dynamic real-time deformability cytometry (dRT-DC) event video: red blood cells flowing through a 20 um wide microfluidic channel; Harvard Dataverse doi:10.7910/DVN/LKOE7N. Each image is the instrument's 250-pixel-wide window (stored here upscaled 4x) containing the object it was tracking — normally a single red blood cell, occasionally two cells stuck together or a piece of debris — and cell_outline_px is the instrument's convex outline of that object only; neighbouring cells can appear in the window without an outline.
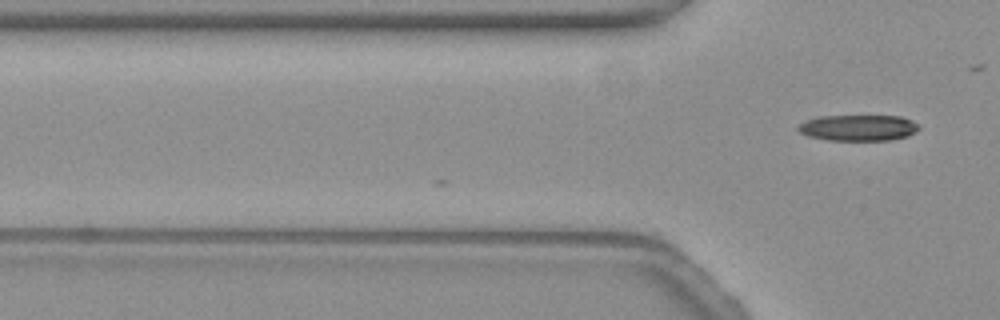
{"species": "common noctule bat (a hibernating species)", "species_latin": "Nyctalus noctula", "temperature_condition": "warm", "stored_images_in_passage": 2, "camera_frame_rate_fps": 3000, "um_per_image_px": 0.085, "animal": {"sex": "female", "body_mass_g": 19.3, "forearm_length_mm": 54.1}, "frame": {"image": 1, "passage_image": 2, "time_ms": 0.333, "image_size_px": [1000, 320], "cell_outline_px": [[920, 128], [904, 136], [888, 140], [828, 140], [808, 136], [800, 132], [796, 128], [800, 124], [816, 116], [900, 116], [912, 120]], "centroid_in_image_um": [72.9, 10.85], "position_along_channel_um": 52.9, "area_um2": 18.03}}